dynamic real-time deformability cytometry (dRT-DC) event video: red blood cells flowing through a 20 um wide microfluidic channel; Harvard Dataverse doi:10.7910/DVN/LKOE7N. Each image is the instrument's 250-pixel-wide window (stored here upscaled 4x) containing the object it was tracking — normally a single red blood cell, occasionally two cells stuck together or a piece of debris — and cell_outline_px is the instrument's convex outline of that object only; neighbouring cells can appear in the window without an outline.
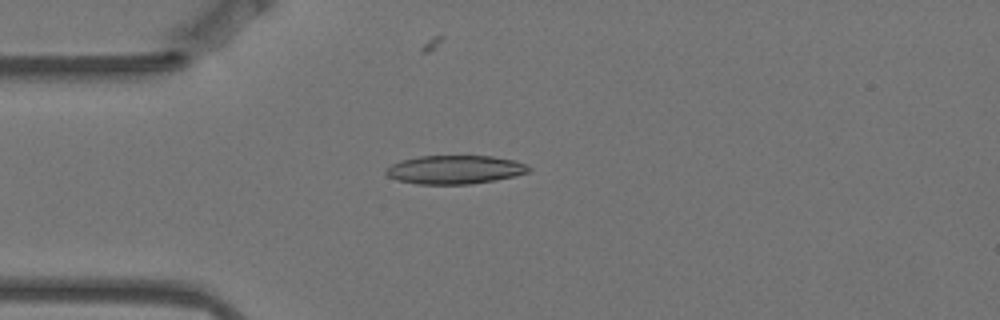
{"species": "Egyptian fruit bat (a non-hibernating species)", "species_latin": "Rousettus aegyptiacus", "temperature_condition": "warm", "stored_images_in_passage": 14, "camera_frame_rate_fps": 3000, "um_per_image_px": 0.085, "animal": {"sex": "female"}, "frame": {"image": 1, "passage_image": 3, "time_ms": 0.667, "image_size_px": [1000, 320], "cell_outline_px": [[532, 168], [528, 172], [516, 176], [472, 184], [416, 184], [396, 180], [388, 176], [384, 172], [384, 168], [400, 160], [420, 156], [492, 156], [516, 160], [528, 164]], "centroid_in_image_um": [38.67, 14.42], "position_along_channel_um": 46.3, "area_um2": 24.1}}
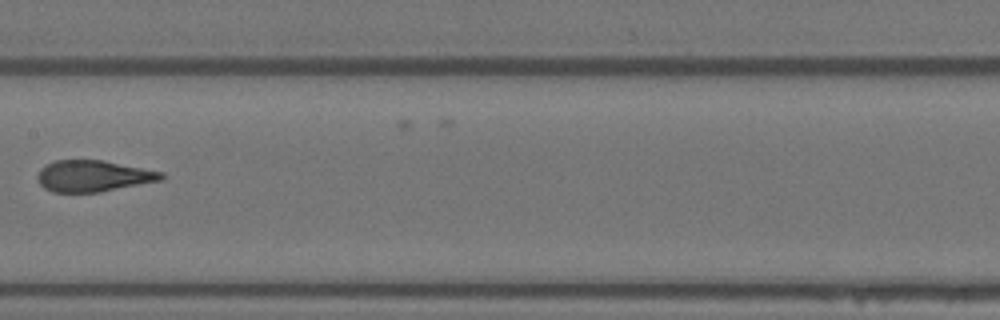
{"frame": {"image": 2, "passage_image": 7, "time_ms": 2.0, "image_size_px": [1000, 320], "cell_outline_px": [[164, 176], [160, 180], [100, 192], [52, 192], [44, 188], [40, 184], [36, 176], [40, 168], [44, 164], [56, 160], [104, 160], [164, 172]], "centroid_in_image_um": [7.88, 14.95], "position_along_channel_um": 199.5, "area_um2": 22.66}}
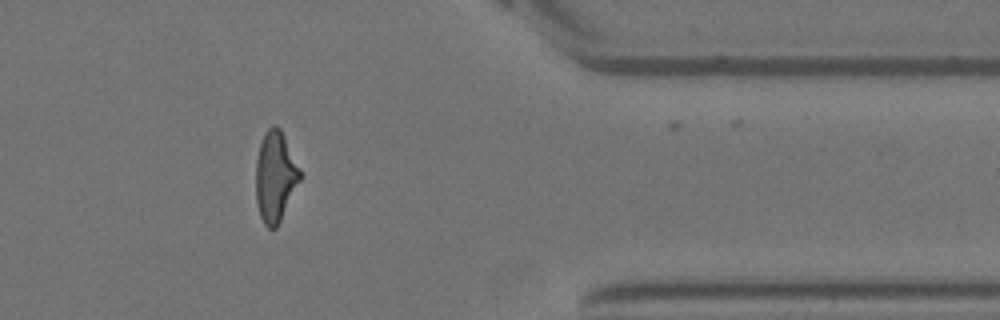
{"frame": {"image": 3, "passage_image": 12, "time_ms": 3.667, "image_size_px": [1000, 320], "cell_outline_px": [[304, 176], [276, 228], [268, 228], [264, 224], [260, 216], [256, 200], [256, 160], [260, 144], [264, 132], [272, 124], [276, 124], [280, 128]], "centroid_in_image_um": [23.42, 15.0], "position_along_channel_um": 388.0, "area_um2": 23.58}}